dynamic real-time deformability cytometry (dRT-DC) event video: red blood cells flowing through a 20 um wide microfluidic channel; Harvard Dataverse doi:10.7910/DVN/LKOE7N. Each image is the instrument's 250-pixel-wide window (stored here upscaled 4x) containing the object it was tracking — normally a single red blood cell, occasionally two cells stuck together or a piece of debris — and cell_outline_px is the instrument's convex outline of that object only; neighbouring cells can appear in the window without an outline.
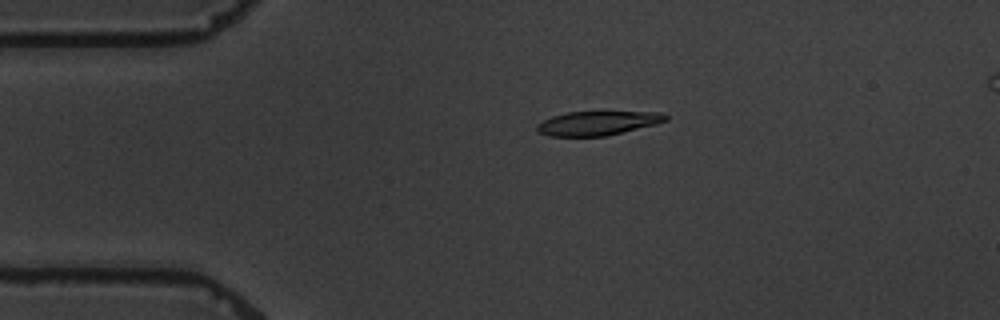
{"species": "common noctule bat (a hibernating species)", "species_latin": "Nyctalus noctula", "temperature_condition": "warm", "stored_images_in_passage": 6, "segment_of_instrument_passage": [1, 2], "camera_frame_rate_fps": 3000, "um_per_image_px": 0.085, "animal": {"sex": "male", "body_mass_g": 19.5, "forearm_length_mm": 54.6}, "frame": {"image": 1, "passage_image": 4, "time_ms": 3.333, "image_size_px": [1000, 320], "cell_outline_px": [[668, 120], [656, 124], [608, 136], [548, 136], [540, 132], [536, 128], [536, 124], [552, 116], [568, 112], [664, 112], [668, 116]], "centroid_in_image_um": [50.83, 10.47], "position_along_channel_um": 34.2, "area_um2": 18.09}}